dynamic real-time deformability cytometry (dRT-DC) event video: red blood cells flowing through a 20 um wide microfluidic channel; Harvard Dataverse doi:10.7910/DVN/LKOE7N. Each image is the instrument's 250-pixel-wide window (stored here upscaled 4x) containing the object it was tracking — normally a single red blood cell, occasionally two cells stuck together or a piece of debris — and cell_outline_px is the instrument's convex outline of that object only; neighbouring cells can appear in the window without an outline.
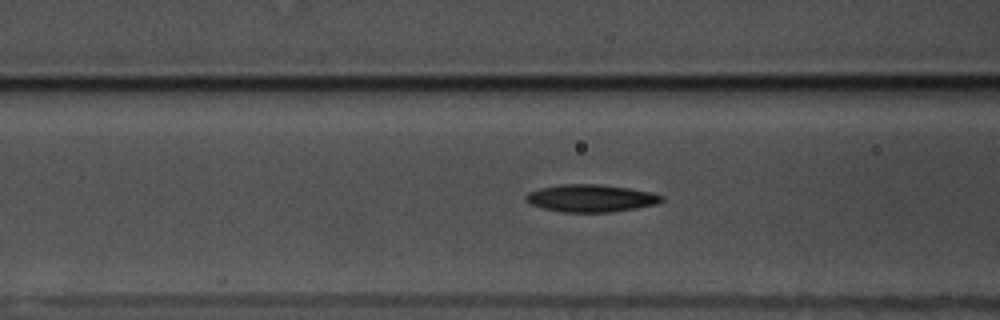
{"species": "common noctule bat (a hibernating species)", "species_latin": "Nyctalus noctula", "temperature_condition": "warm", "stored_images_in_passage": 55, "camera_frame_rate_fps": 3000, "um_per_image_px": 0.085, "animal": {"sex": "male", "body_mass_g": 17.5, "forearm_length_mm": 52.3}, "frame": {"image": 1, "passage_image": 23, "time_ms": 7.333, "image_size_px": [1000, 320], "cell_outline_px": [[664, 200], [656, 204], [636, 208], [612, 212], [564, 212], [544, 208], [532, 204], [524, 200], [524, 196], [528, 192], [540, 188], [560, 184], [600, 184], [628, 188], [652, 192], [664, 196]], "centroid_in_image_um": [50.23, 16.84], "position_along_channel_um": 116.4, "area_um2": 21.73}}
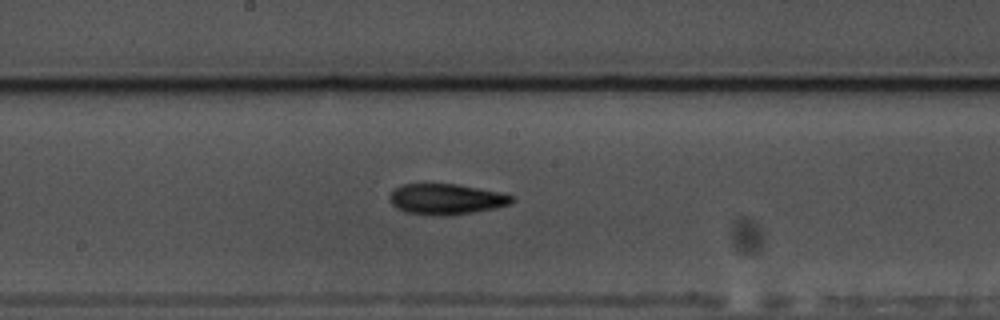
{"frame": {"image": 2, "passage_image": 31, "time_ms": 10.0, "image_size_px": [1000, 320], "cell_outline_px": [[516, 200], [508, 204], [492, 208], [472, 212], [448, 216], [440, 216], [404, 212], [396, 208], [392, 204], [392, 192], [396, 188], [404, 184], [456, 184], [496, 192], [512, 196]], "centroid_in_image_um": [37.9, 16.94], "position_along_channel_um": 210.3, "area_um2": 21.33}}
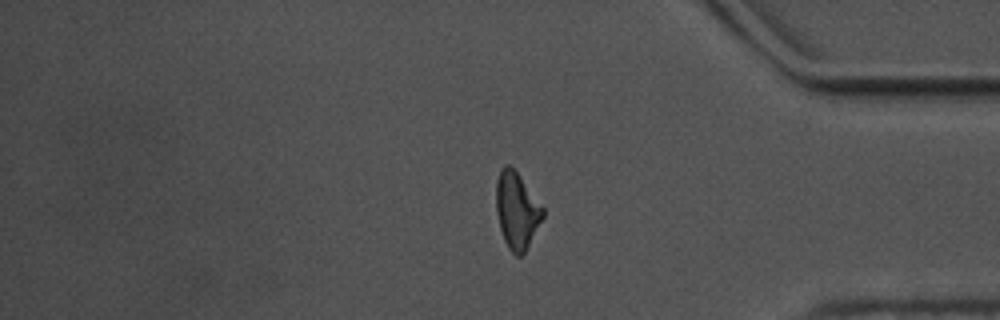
{"frame": {"image": 3, "passage_image": 48, "time_ms": 15.667, "image_size_px": [1000, 320], "cell_outline_px": [[544, 216], [524, 252], [520, 256], [516, 256], [508, 248], [504, 240], [500, 228], [496, 212], [496, 180], [500, 168], [504, 164], [508, 164], [516, 172], [544, 208]], "centroid_in_image_um": [43.9, 17.88], "position_along_channel_um": 391.3, "area_um2": 20.58}}